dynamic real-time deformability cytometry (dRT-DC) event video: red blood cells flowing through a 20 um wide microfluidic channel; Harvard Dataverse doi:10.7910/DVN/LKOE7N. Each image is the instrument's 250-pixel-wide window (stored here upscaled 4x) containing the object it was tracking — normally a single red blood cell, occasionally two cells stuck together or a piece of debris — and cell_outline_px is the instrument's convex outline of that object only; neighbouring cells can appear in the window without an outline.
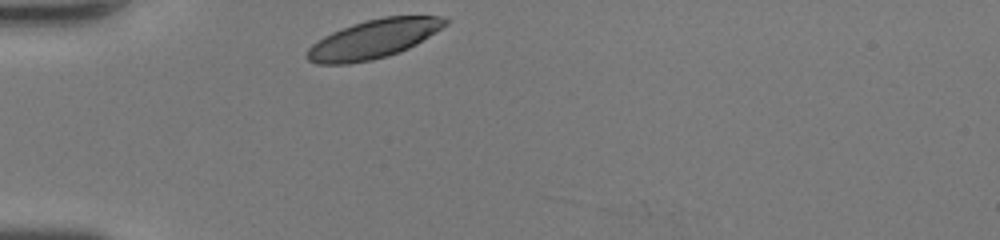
{"species": "human", "species_latin": "Homo sapiens", "temperature_condition": "room temperature", "stored_images_in_passage": 26, "camera_frame_rate_fps": 3000, "um_per_image_px": 0.085, "donor": {"sex": "female"}, "frame": {"image": 1, "passage_image": 1, "time_ms": 0.0, "image_size_px": [1000, 240], "cell_outline_px": [[452, 20], [448, 24], [416, 44], [400, 52], [388, 56], [372, 60], [348, 64], [316, 64], [308, 60], [308, 48], [312, 44], [324, 36], [332, 32], [352, 24], [384, 16], [448, 16]], "centroid_in_image_um": [31.79, 3.31], "position_along_channel_um": 53.2, "area_um2": 31.21}}
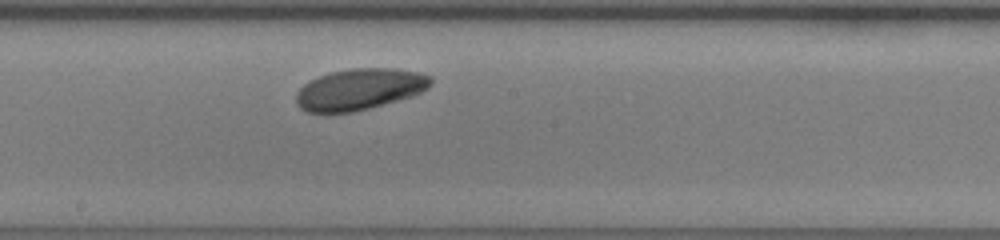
{"frame": {"image": 2, "passage_image": 14, "time_ms": 4.333, "image_size_px": [1000, 240], "cell_outline_px": [[432, 84], [428, 88], [412, 96], [368, 108], [352, 112], [308, 112], [300, 108], [296, 104], [296, 92], [304, 84], [320, 76], [332, 72], [352, 68], [392, 68], [420, 72], [432, 76]], "centroid_in_image_um": [30.58, 7.58], "position_along_channel_um": 217.6, "area_um2": 32.19}}
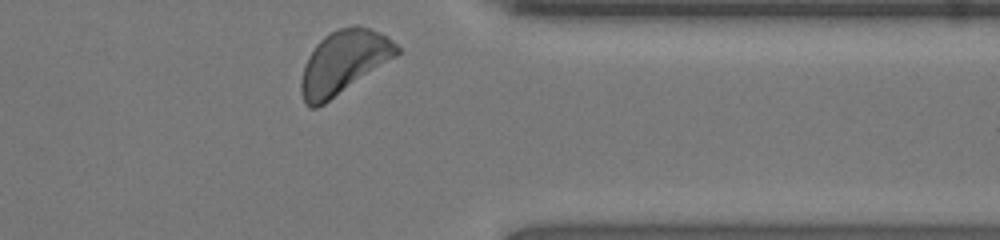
{"frame": {"image": 3, "passage_image": 26, "time_ms": 8.333, "image_size_px": [1000, 240], "cell_outline_px": [[400, 52], [396, 56], [324, 104], [316, 108], [308, 108], [304, 104], [300, 92], [300, 80], [304, 64], [308, 56], [316, 44], [324, 36], [336, 28], [356, 24], [372, 28], [388, 36], [400, 48]], "centroid_in_image_um": [29.18, 5.27], "position_along_channel_um": 382.2, "area_um2": 35.55}, "authors_computed_cell_mechanics": {"area_um2": 32.4836, "velocity_mm_per_s": 4.2306, "shape_relaxation_time_tau1_ms": 1.506, "shape_relaxation_time_tau2_ms": null, "deformation_change_tau1": 0.0905, "deformation_change_tau2": null}}